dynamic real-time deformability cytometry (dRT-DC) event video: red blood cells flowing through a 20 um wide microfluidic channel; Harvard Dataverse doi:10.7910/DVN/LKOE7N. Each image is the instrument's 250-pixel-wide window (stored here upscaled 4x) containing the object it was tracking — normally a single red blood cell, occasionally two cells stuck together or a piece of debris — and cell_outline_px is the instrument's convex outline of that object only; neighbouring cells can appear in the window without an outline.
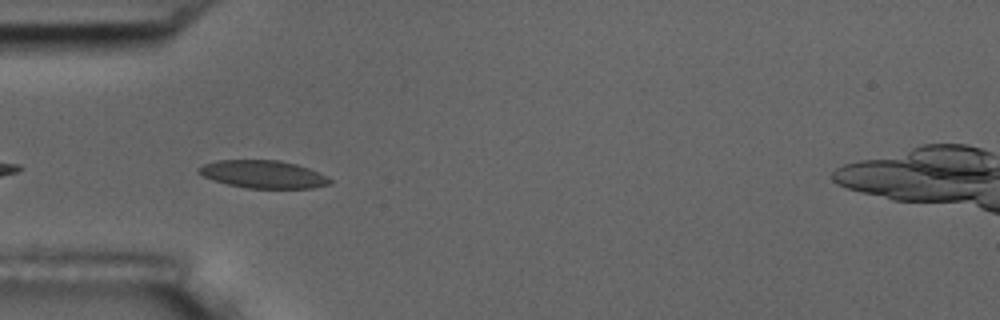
{"species": "common noctule bat (a hibernating species)", "species_latin": "Nyctalus noctula", "temperature_condition": "room temperature", "stored_images_in_passage": 6, "camera_frame_rate_fps": 3000, "um_per_image_px": 0.085, "animal": {"sex": "male", "body_mass_g": 17.5, "forearm_length_mm": 52.3}, "frame": {"image": 1, "passage_image": 3, "time_ms": 0.667, "image_size_px": [1000, 320], "cell_outline_px": [[332, 184], [312, 188], [244, 188], [228, 184], [204, 176], [196, 172], [196, 168], [204, 164], [216, 160], [280, 160], [296, 164], [308, 168], [328, 176], [332, 180]], "centroid_in_image_um": [22.39, 14.81], "position_along_channel_um": 62.6, "area_um2": 21.27}}